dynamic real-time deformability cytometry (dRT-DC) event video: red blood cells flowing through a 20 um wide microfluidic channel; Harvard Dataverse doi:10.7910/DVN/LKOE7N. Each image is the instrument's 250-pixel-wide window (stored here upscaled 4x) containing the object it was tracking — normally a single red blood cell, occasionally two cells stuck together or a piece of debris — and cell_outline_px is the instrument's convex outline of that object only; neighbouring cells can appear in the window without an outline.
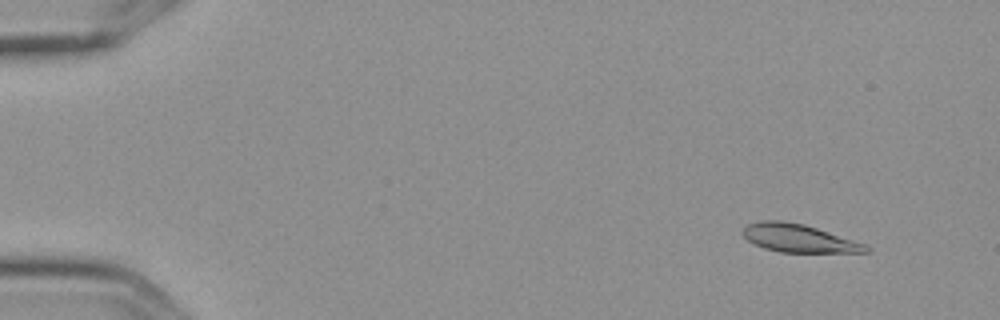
{"species": "Egyptian fruit bat (a non-hibernating species)", "species_latin": "Rousettus aegyptiacus", "temperature_condition": "cold", "stored_images_in_passage": 10, "camera_frame_rate_fps": 3000, "um_per_image_px": 0.085, "frame": {"image": 1, "passage_image": 2, "time_ms": 0.333, "image_size_px": [1000, 320], "cell_outline_px": [[872, 248], [868, 252], [780, 252], [764, 248], [748, 240], [740, 232], [748, 224], [760, 220], [784, 220], [804, 224], [868, 244]], "centroid_in_image_um": [67.92, 20.24], "position_along_channel_um": 17.1, "area_um2": 20.23}}
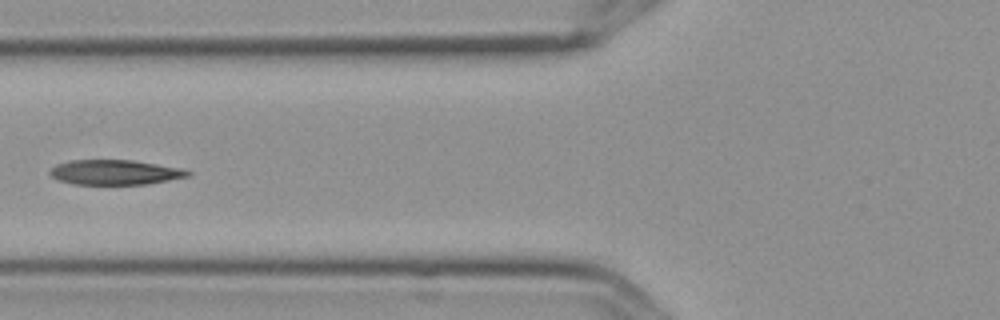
{"frame": {"image": 2, "passage_image": 7, "time_ms": 2.0, "image_size_px": [1000, 320], "cell_outline_px": [[192, 176], [148, 184], [72, 184], [56, 180], [48, 172], [56, 164], [68, 160], [132, 160], [180, 168], [192, 172]], "centroid_in_image_um": [9.76, 14.65], "position_along_channel_um": 116.0, "area_um2": 20.11}}
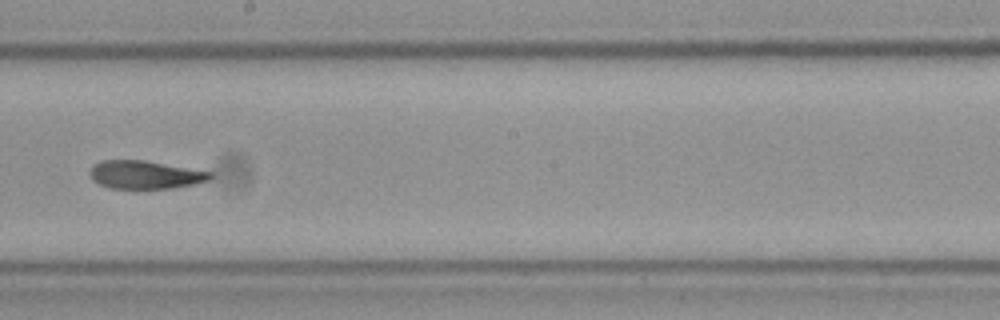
{"frame": {"image": 3, "passage_image": 10, "time_ms": 3.0, "image_size_px": [1000, 320], "cell_outline_px": [[212, 176], [208, 180], [196, 184], [172, 188], [136, 192], [108, 188], [92, 180], [88, 172], [100, 160], [144, 160], [212, 172]], "centroid_in_image_um": [12.3, 14.91], "position_along_channel_um": 235.9, "area_um2": 20.58}}